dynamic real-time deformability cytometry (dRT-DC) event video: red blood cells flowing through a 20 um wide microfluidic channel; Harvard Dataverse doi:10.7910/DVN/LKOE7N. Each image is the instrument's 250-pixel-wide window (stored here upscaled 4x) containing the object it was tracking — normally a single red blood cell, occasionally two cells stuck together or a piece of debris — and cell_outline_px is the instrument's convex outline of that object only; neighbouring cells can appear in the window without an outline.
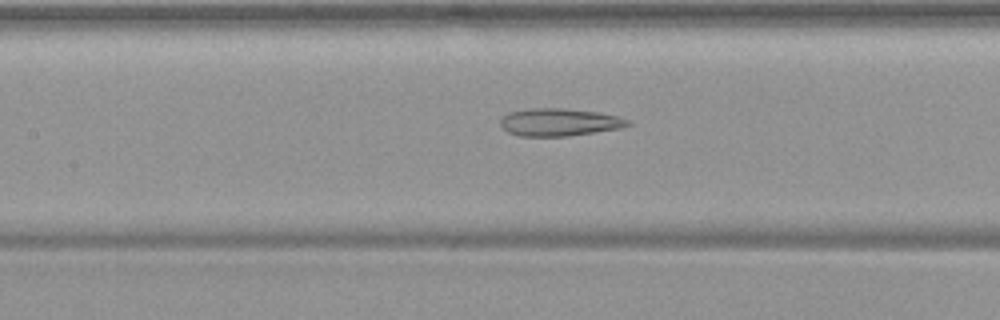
{"species": "common noctule bat (a hibernating species)", "species_latin": "Nyctalus noctula", "temperature_condition": "warm", "stored_images_in_passage": 39, "segment_of_instrument_passage": [1, 2], "camera_frame_rate_fps": 3000, "um_per_image_px": 0.085, "animal": {"sex": "female", "body_mass_g": 19.9}, "frame": {"image": 1, "passage_image": 20, "time_ms": 6.333, "image_size_px": [1000, 320], "cell_outline_px": [[632, 124], [620, 128], [596, 132], [568, 136], [520, 136], [508, 132], [500, 124], [500, 120], [508, 112], [528, 108], [564, 108], [600, 112], [616, 116], [628, 120]], "centroid_in_image_um": [47.53, 10.38], "position_along_channel_um": 159.9, "area_um2": 20.52}}
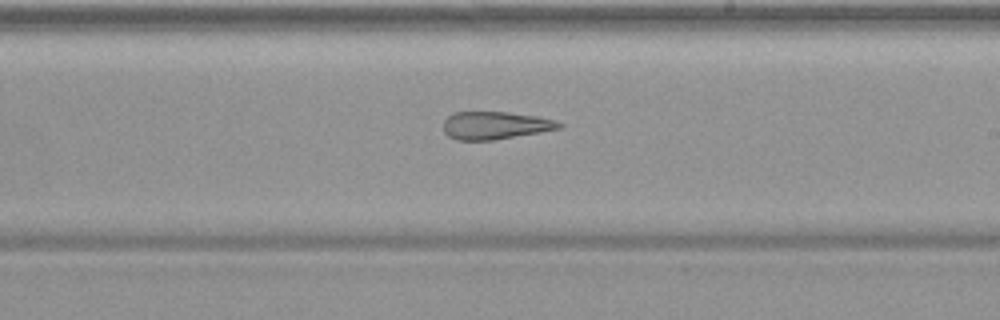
{"frame": {"image": 2, "passage_image": 27, "time_ms": 8.667, "image_size_px": [1000, 320], "cell_outline_px": [[564, 128], [496, 140], [456, 140], [448, 136], [444, 132], [444, 120], [452, 112], [508, 112], [536, 116], [556, 120], [564, 124]], "centroid_in_image_um": [42.12, 10.66], "position_along_channel_um": 246.9, "area_um2": 18.96}}
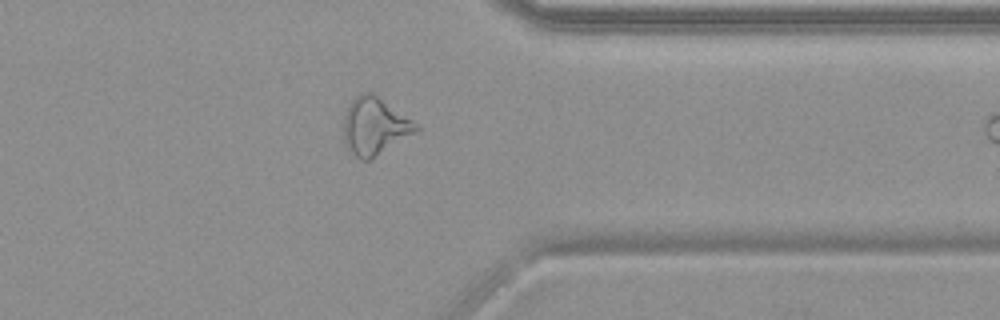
{"frame": {"image": 3, "passage_image": 38, "time_ms": 12.333, "image_size_px": [1000, 320], "cell_outline_px": [[420, 132], [372, 160], [360, 160], [344, 144], [344, 112], [348, 104], [360, 92], [372, 92], [420, 124]], "centroid_in_image_um": [31.91, 10.75], "position_along_channel_um": 379.5, "area_um2": 25.03}}